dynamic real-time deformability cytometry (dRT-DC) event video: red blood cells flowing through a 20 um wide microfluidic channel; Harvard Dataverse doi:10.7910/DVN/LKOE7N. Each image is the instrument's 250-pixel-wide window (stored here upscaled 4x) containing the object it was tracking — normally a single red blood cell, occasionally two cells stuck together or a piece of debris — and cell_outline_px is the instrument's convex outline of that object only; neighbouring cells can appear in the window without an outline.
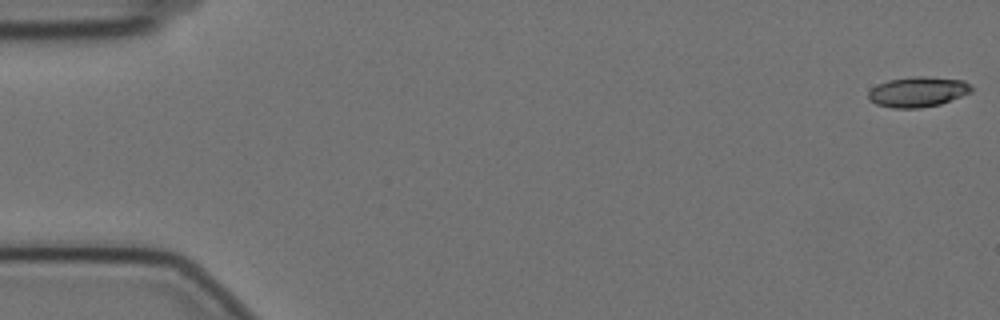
{"species": "Egyptian fruit bat (a non-hibernating species)", "species_latin": "Rousettus aegyptiacus", "temperature_condition": "cold", "stored_images_in_passage": 8, "camera_frame_rate_fps": 3000, "um_per_image_px": 0.085, "animal": {"sex": "female"}, "frame": {"image": 1, "passage_image": 1, "time_ms": 0.0, "image_size_px": [1000, 320], "cell_outline_px": [[972, 92], [940, 104], [920, 108], [892, 108], [876, 104], [868, 100], [868, 92], [876, 84], [888, 80], [912, 76], [924, 76], [964, 80], [972, 88]], "centroid_in_image_um": [77.98, 7.8], "position_along_channel_um": 7.0, "area_um2": 18.26}}